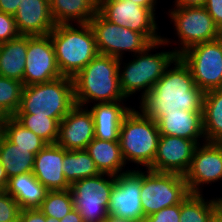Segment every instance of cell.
Wrapping results in <instances>:
<instances>
[{"label":"cell","mask_w":222,"mask_h":222,"mask_svg":"<svg viewBox=\"0 0 222 222\" xmlns=\"http://www.w3.org/2000/svg\"><path fill=\"white\" fill-rule=\"evenodd\" d=\"M18 222H46V216L40 209L21 210Z\"/></svg>","instance_id":"38"},{"label":"cell","mask_w":222,"mask_h":222,"mask_svg":"<svg viewBox=\"0 0 222 222\" xmlns=\"http://www.w3.org/2000/svg\"><path fill=\"white\" fill-rule=\"evenodd\" d=\"M202 119L205 141L222 143V88L204 93Z\"/></svg>","instance_id":"26"},{"label":"cell","mask_w":222,"mask_h":222,"mask_svg":"<svg viewBox=\"0 0 222 222\" xmlns=\"http://www.w3.org/2000/svg\"><path fill=\"white\" fill-rule=\"evenodd\" d=\"M97 12L108 22L142 33L151 43L163 39L158 35L156 13L131 0H97Z\"/></svg>","instance_id":"11"},{"label":"cell","mask_w":222,"mask_h":222,"mask_svg":"<svg viewBox=\"0 0 222 222\" xmlns=\"http://www.w3.org/2000/svg\"><path fill=\"white\" fill-rule=\"evenodd\" d=\"M174 7H204L206 0H174Z\"/></svg>","instance_id":"40"},{"label":"cell","mask_w":222,"mask_h":222,"mask_svg":"<svg viewBox=\"0 0 222 222\" xmlns=\"http://www.w3.org/2000/svg\"><path fill=\"white\" fill-rule=\"evenodd\" d=\"M39 209L45 216L61 220L73 209L71 190L48 191Z\"/></svg>","instance_id":"32"},{"label":"cell","mask_w":222,"mask_h":222,"mask_svg":"<svg viewBox=\"0 0 222 222\" xmlns=\"http://www.w3.org/2000/svg\"><path fill=\"white\" fill-rule=\"evenodd\" d=\"M218 201H219V210L222 212V197H218Z\"/></svg>","instance_id":"48"},{"label":"cell","mask_w":222,"mask_h":222,"mask_svg":"<svg viewBox=\"0 0 222 222\" xmlns=\"http://www.w3.org/2000/svg\"><path fill=\"white\" fill-rule=\"evenodd\" d=\"M28 35L0 44V76L18 80L24 86Z\"/></svg>","instance_id":"23"},{"label":"cell","mask_w":222,"mask_h":222,"mask_svg":"<svg viewBox=\"0 0 222 222\" xmlns=\"http://www.w3.org/2000/svg\"><path fill=\"white\" fill-rule=\"evenodd\" d=\"M202 193H189L180 203V222H210L219 211L218 197L205 200Z\"/></svg>","instance_id":"28"},{"label":"cell","mask_w":222,"mask_h":222,"mask_svg":"<svg viewBox=\"0 0 222 222\" xmlns=\"http://www.w3.org/2000/svg\"><path fill=\"white\" fill-rule=\"evenodd\" d=\"M21 125L33 131L47 144L57 142L59 123L47 116H36L35 114H15L13 116Z\"/></svg>","instance_id":"31"},{"label":"cell","mask_w":222,"mask_h":222,"mask_svg":"<svg viewBox=\"0 0 222 222\" xmlns=\"http://www.w3.org/2000/svg\"><path fill=\"white\" fill-rule=\"evenodd\" d=\"M132 2L138 3L140 6L156 11V3L158 0H131Z\"/></svg>","instance_id":"42"},{"label":"cell","mask_w":222,"mask_h":222,"mask_svg":"<svg viewBox=\"0 0 222 222\" xmlns=\"http://www.w3.org/2000/svg\"><path fill=\"white\" fill-rule=\"evenodd\" d=\"M22 0H0V11L15 15Z\"/></svg>","instance_id":"39"},{"label":"cell","mask_w":222,"mask_h":222,"mask_svg":"<svg viewBox=\"0 0 222 222\" xmlns=\"http://www.w3.org/2000/svg\"><path fill=\"white\" fill-rule=\"evenodd\" d=\"M168 12L178 42H181V48H174L178 56L194 45L222 36V31L204 7H174Z\"/></svg>","instance_id":"9"},{"label":"cell","mask_w":222,"mask_h":222,"mask_svg":"<svg viewBox=\"0 0 222 222\" xmlns=\"http://www.w3.org/2000/svg\"><path fill=\"white\" fill-rule=\"evenodd\" d=\"M46 222H60V221L57 219H54L53 217L46 216Z\"/></svg>","instance_id":"47"},{"label":"cell","mask_w":222,"mask_h":222,"mask_svg":"<svg viewBox=\"0 0 222 222\" xmlns=\"http://www.w3.org/2000/svg\"><path fill=\"white\" fill-rule=\"evenodd\" d=\"M210 222H222V212L219 210Z\"/></svg>","instance_id":"46"},{"label":"cell","mask_w":222,"mask_h":222,"mask_svg":"<svg viewBox=\"0 0 222 222\" xmlns=\"http://www.w3.org/2000/svg\"><path fill=\"white\" fill-rule=\"evenodd\" d=\"M23 83L0 76V109L7 117H13L19 110Z\"/></svg>","instance_id":"33"},{"label":"cell","mask_w":222,"mask_h":222,"mask_svg":"<svg viewBox=\"0 0 222 222\" xmlns=\"http://www.w3.org/2000/svg\"><path fill=\"white\" fill-rule=\"evenodd\" d=\"M20 35L14 16L0 11V44L15 39Z\"/></svg>","instance_id":"35"},{"label":"cell","mask_w":222,"mask_h":222,"mask_svg":"<svg viewBox=\"0 0 222 222\" xmlns=\"http://www.w3.org/2000/svg\"><path fill=\"white\" fill-rule=\"evenodd\" d=\"M189 193L183 175L141 170L140 199L144 218L163 208L180 204Z\"/></svg>","instance_id":"7"},{"label":"cell","mask_w":222,"mask_h":222,"mask_svg":"<svg viewBox=\"0 0 222 222\" xmlns=\"http://www.w3.org/2000/svg\"><path fill=\"white\" fill-rule=\"evenodd\" d=\"M160 132L157 122L142 110L132 108L124 117L119 132V143L125 163H136L149 169L154 161Z\"/></svg>","instance_id":"6"},{"label":"cell","mask_w":222,"mask_h":222,"mask_svg":"<svg viewBox=\"0 0 222 222\" xmlns=\"http://www.w3.org/2000/svg\"><path fill=\"white\" fill-rule=\"evenodd\" d=\"M7 118L8 117L0 109V129H3V126H4Z\"/></svg>","instance_id":"45"},{"label":"cell","mask_w":222,"mask_h":222,"mask_svg":"<svg viewBox=\"0 0 222 222\" xmlns=\"http://www.w3.org/2000/svg\"><path fill=\"white\" fill-rule=\"evenodd\" d=\"M204 8L222 31V0H206Z\"/></svg>","instance_id":"37"},{"label":"cell","mask_w":222,"mask_h":222,"mask_svg":"<svg viewBox=\"0 0 222 222\" xmlns=\"http://www.w3.org/2000/svg\"><path fill=\"white\" fill-rule=\"evenodd\" d=\"M49 3L56 25L86 24L97 12V0H49Z\"/></svg>","instance_id":"25"},{"label":"cell","mask_w":222,"mask_h":222,"mask_svg":"<svg viewBox=\"0 0 222 222\" xmlns=\"http://www.w3.org/2000/svg\"><path fill=\"white\" fill-rule=\"evenodd\" d=\"M119 59L98 54L74 78L75 104L126 101L118 75Z\"/></svg>","instance_id":"2"},{"label":"cell","mask_w":222,"mask_h":222,"mask_svg":"<svg viewBox=\"0 0 222 222\" xmlns=\"http://www.w3.org/2000/svg\"><path fill=\"white\" fill-rule=\"evenodd\" d=\"M5 191L26 210L39 209L49 190L28 172L9 178Z\"/></svg>","instance_id":"22"},{"label":"cell","mask_w":222,"mask_h":222,"mask_svg":"<svg viewBox=\"0 0 222 222\" xmlns=\"http://www.w3.org/2000/svg\"><path fill=\"white\" fill-rule=\"evenodd\" d=\"M197 145L195 141L186 138L160 135L157 152L149 169L184 176Z\"/></svg>","instance_id":"16"},{"label":"cell","mask_w":222,"mask_h":222,"mask_svg":"<svg viewBox=\"0 0 222 222\" xmlns=\"http://www.w3.org/2000/svg\"><path fill=\"white\" fill-rule=\"evenodd\" d=\"M58 24L49 33L62 76L74 78L99 52L89 25Z\"/></svg>","instance_id":"4"},{"label":"cell","mask_w":222,"mask_h":222,"mask_svg":"<svg viewBox=\"0 0 222 222\" xmlns=\"http://www.w3.org/2000/svg\"><path fill=\"white\" fill-rule=\"evenodd\" d=\"M202 144L197 145L184 175L190 193L200 194L203 184L222 180V143L204 141Z\"/></svg>","instance_id":"15"},{"label":"cell","mask_w":222,"mask_h":222,"mask_svg":"<svg viewBox=\"0 0 222 222\" xmlns=\"http://www.w3.org/2000/svg\"><path fill=\"white\" fill-rule=\"evenodd\" d=\"M73 78L62 76L46 83L23 86L21 104L15 114H35L58 123L75 106Z\"/></svg>","instance_id":"5"},{"label":"cell","mask_w":222,"mask_h":222,"mask_svg":"<svg viewBox=\"0 0 222 222\" xmlns=\"http://www.w3.org/2000/svg\"><path fill=\"white\" fill-rule=\"evenodd\" d=\"M141 170H132L116 176L110 193L108 215L132 222L144 218L141 199Z\"/></svg>","instance_id":"13"},{"label":"cell","mask_w":222,"mask_h":222,"mask_svg":"<svg viewBox=\"0 0 222 222\" xmlns=\"http://www.w3.org/2000/svg\"><path fill=\"white\" fill-rule=\"evenodd\" d=\"M170 39L164 38L158 42L152 43L144 51L133 55L135 58L122 67V58H119L118 75L120 88L125 96L131 95L141 90V100L150 92L154 85L161 79L165 71L178 57L177 53L172 51H162L151 54V50L170 43ZM149 53V54H148ZM124 68L122 70V68ZM121 71V72H120Z\"/></svg>","instance_id":"3"},{"label":"cell","mask_w":222,"mask_h":222,"mask_svg":"<svg viewBox=\"0 0 222 222\" xmlns=\"http://www.w3.org/2000/svg\"><path fill=\"white\" fill-rule=\"evenodd\" d=\"M24 86L50 82L62 77L50 35H28Z\"/></svg>","instance_id":"14"},{"label":"cell","mask_w":222,"mask_h":222,"mask_svg":"<svg viewBox=\"0 0 222 222\" xmlns=\"http://www.w3.org/2000/svg\"><path fill=\"white\" fill-rule=\"evenodd\" d=\"M173 64L139 102V109L156 122L165 112L202 111L204 92L195 85L188 66L179 56Z\"/></svg>","instance_id":"1"},{"label":"cell","mask_w":222,"mask_h":222,"mask_svg":"<svg viewBox=\"0 0 222 222\" xmlns=\"http://www.w3.org/2000/svg\"><path fill=\"white\" fill-rule=\"evenodd\" d=\"M4 136L13 144L23 149H31L32 154H37L47 143L33 131L21 125L14 117H8L3 126Z\"/></svg>","instance_id":"30"},{"label":"cell","mask_w":222,"mask_h":222,"mask_svg":"<svg viewBox=\"0 0 222 222\" xmlns=\"http://www.w3.org/2000/svg\"><path fill=\"white\" fill-rule=\"evenodd\" d=\"M115 179L116 176L100 173L71 185L73 208L84 222H103L109 216L108 204Z\"/></svg>","instance_id":"8"},{"label":"cell","mask_w":222,"mask_h":222,"mask_svg":"<svg viewBox=\"0 0 222 222\" xmlns=\"http://www.w3.org/2000/svg\"><path fill=\"white\" fill-rule=\"evenodd\" d=\"M8 183V177L6 175L5 169L0 162V190H5Z\"/></svg>","instance_id":"43"},{"label":"cell","mask_w":222,"mask_h":222,"mask_svg":"<svg viewBox=\"0 0 222 222\" xmlns=\"http://www.w3.org/2000/svg\"><path fill=\"white\" fill-rule=\"evenodd\" d=\"M3 135H4V134H3V130L0 129V141H1Z\"/></svg>","instance_id":"49"},{"label":"cell","mask_w":222,"mask_h":222,"mask_svg":"<svg viewBox=\"0 0 222 222\" xmlns=\"http://www.w3.org/2000/svg\"><path fill=\"white\" fill-rule=\"evenodd\" d=\"M35 154L31 149H23L11 143L4 135L0 141V162L9 178L33 172Z\"/></svg>","instance_id":"27"},{"label":"cell","mask_w":222,"mask_h":222,"mask_svg":"<svg viewBox=\"0 0 222 222\" xmlns=\"http://www.w3.org/2000/svg\"><path fill=\"white\" fill-rule=\"evenodd\" d=\"M103 222H132V221L125 220L122 218H117L114 216H108Z\"/></svg>","instance_id":"44"},{"label":"cell","mask_w":222,"mask_h":222,"mask_svg":"<svg viewBox=\"0 0 222 222\" xmlns=\"http://www.w3.org/2000/svg\"><path fill=\"white\" fill-rule=\"evenodd\" d=\"M59 221L60 222H84L79 212L75 210L74 208Z\"/></svg>","instance_id":"41"},{"label":"cell","mask_w":222,"mask_h":222,"mask_svg":"<svg viewBox=\"0 0 222 222\" xmlns=\"http://www.w3.org/2000/svg\"><path fill=\"white\" fill-rule=\"evenodd\" d=\"M125 106L123 101L93 104L89 111L94 120L95 138L119 141L121 123L132 109V107Z\"/></svg>","instance_id":"21"},{"label":"cell","mask_w":222,"mask_h":222,"mask_svg":"<svg viewBox=\"0 0 222 222\" xmlns=\"http://www.w3.org/2000/svg\"><path fill=\"white\" fill-rule=\"evenodd\" d=\"M63 159L64 148L57 143L47 144L35 155L32 173L49 191L71 188L62 169Z\"/></svg>","instance_id":"18"},{"label":"cell","mask_w":222,"mask_h":222,"mask_svg":"<svg viewBox=\"0 0 222 222\" xmlns=\"http://www.w3.org/2000/svg\"><path fill=\"white\" fill-rule=\"evenodd\" d=\"M179 57L188 66L195 85L204 93L222 88V36L194 45Z\"/></svg>","instance_id":"10"},{"label":"cell","mask_w":222,"mask_h":222,"mask_svg":"<svg viewBox=\"0 0 222 222\" xmlns=\"http://www.w3.org/2000/svg\"><path fill=\"white\" fill-rule=\"evenodd\" d=\"M88 23L99 54L119 59L123 58L124 52L136 55L152 44L142 33L108 22L98 12Z\"/></svg>","instance_id":"12"},{"label":"cell","mask_w":222,"mask_h":222,"mask_svg":"<svg viewBox=\"0 0 222 222\" xmlns=\"http://www.w3.org/2000/svg\"><path fill=\"white\" fill-rule=\"evenodd\" d=\"M141 222H180V204L163 208L143 218Z\"/></svg>","instance_id":"36"},{"label":"cell","mask_w":222,"mask_h":222,"mask_svg":"<svg viewBox=\"0 0 222 222\" xmlns=\"http://www.w3.org/2000/svg\"><path fill=\"white\" fill-rule=\"evenodd\" d=\"M94 138V120L88 105H75L60 121L56 143L66 150H86Z\"/></svg>","instance_id":"17"},{"label":"cell","mask_w":222,"mask_h":222,"mask_svg":"<svg viewBox=\"0 0 222 222\" xmlns=\"http://www.w3.org/2000/svg\"><path fill=\"white\" fill-rule=\"evenodd\" d=\"M86 151L94 160L100 173L118 176L130 171L124 169L126 163L123 159L119 141H106L94 138L87 146Z\"/></svg>","instance_id":"24"},{"label":"cell","mask_w":222,"mask_h":222,"mask_svg":"<svg viewBox=\"0 0 222 222\" xmlns=\"http://www.w3.org/2000/svg\"><path fill=\"white\" fill-rule=\"evenodd\" d=\"M21 207L5 190H0V222H18Z\"/></svg>","instance_id":"34"},{"label":"cell","mask_w":222,"mask_h":222,"mask_svg":"<svg viewBox=\"0 0 222 222\" xmlns=\"http://www.w3.org/2000/svg\"><path fill=\"white\" fill-rule=\"evenodd\" d=\"M157 125L160 135L182 137L197 144H200V140L205 141L202 111L165 112Z\"/></svg>","instance_id":"20"},{"label":"cell","mask_w":222,"mask_h":222,"mask_svg":"<svg viewBox=\"0 0 222 222\" xmlns=\"http://www.w3.org/2000/svg\"><path fill=\"white\" fill-rule=\"evenodd\" d=\"M14 19L21 35H48L56 26L49 0H22Z\"/></svg>","instance_id":"19"},{"label":"cell","mask_w":222,"mask_h":222,"mask_svg":"<svg viewBox=\"0 0 222 222\" xmlns=\"http://www.w3.org/2000/svg\"><path fill=\"white\" fill-rule=\"evenodd\" d=\"M63 172L67 182H74L100 174L94 160L86 150H66L64 148Z\"/></svg>","instance_id":"29"}]
</instances>
